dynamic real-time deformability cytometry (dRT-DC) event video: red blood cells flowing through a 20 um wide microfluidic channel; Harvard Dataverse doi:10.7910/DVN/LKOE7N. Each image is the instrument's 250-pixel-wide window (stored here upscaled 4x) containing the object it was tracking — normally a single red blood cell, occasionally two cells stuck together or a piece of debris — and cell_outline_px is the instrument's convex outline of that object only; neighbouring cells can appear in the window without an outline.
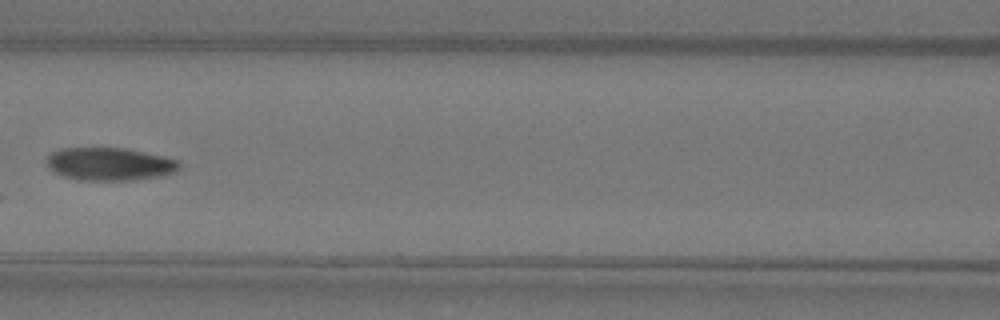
{"species": "Egyptian fruit bat (a non-hibernating species)", "species_latin": "Rousettus aegyptiacus", "temperature_condition": "warm", "stored_images_in_passage": 6, "camera_frame_rate_fps": 3000, "um_per_image_px": 0.085, "animal": {"sex": "female"}, "frame": {"image": 1, "passage_image": 5, "time_ms": 1.333, "image_size_px": [1000, 320], "cell_outline_px": [[180, 168], [176, 172], [164, 176], [132, 180], [76, 180], [64, 176], [48, 168], [48, 156], [52, 152], [60, 148], [124, 148], [164, 156], [180, 160]], "centroid_in_image_um": [9.37, 13.95], "position_along_channel_um": 157.2, "area_um2": 25.55}}